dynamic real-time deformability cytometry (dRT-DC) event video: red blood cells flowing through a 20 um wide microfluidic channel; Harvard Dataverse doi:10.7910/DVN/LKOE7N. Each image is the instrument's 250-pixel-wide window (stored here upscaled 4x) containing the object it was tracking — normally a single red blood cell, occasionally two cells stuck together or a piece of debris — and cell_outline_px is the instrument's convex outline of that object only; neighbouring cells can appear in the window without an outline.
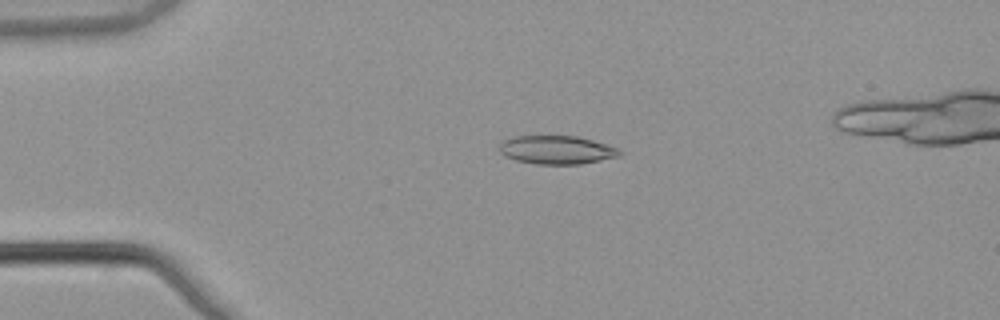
{"species": "common noctule bat (a hibernating species)", "species_latin": "Nyctalus noctula", "temperature_condition": "warm", "stored_images_in_passage": 6, "camera_frame_rate_fps": 3000, "um_per_image_px": 0.085, "animal": {"sex": "male", "body_mass_g": 21.5, "forearm_length_mm": 52.0}, "frame": {"image": 1, "passage_image": 4, "time_ms": 1.0, "image_size_px": [1000, 320], "cell_outline_px": [[624, 152], [620, 156], [580, 164], [536, 164], [516, 160], [500, 152], [500, 144], [504, 140], [516, 136], [576, 136], [592, 140], [616, 148]], "centroid_in_image_um": [47.34, 12.74], "position_along_channel_um": 37.7, "area_um2": 19.65}}